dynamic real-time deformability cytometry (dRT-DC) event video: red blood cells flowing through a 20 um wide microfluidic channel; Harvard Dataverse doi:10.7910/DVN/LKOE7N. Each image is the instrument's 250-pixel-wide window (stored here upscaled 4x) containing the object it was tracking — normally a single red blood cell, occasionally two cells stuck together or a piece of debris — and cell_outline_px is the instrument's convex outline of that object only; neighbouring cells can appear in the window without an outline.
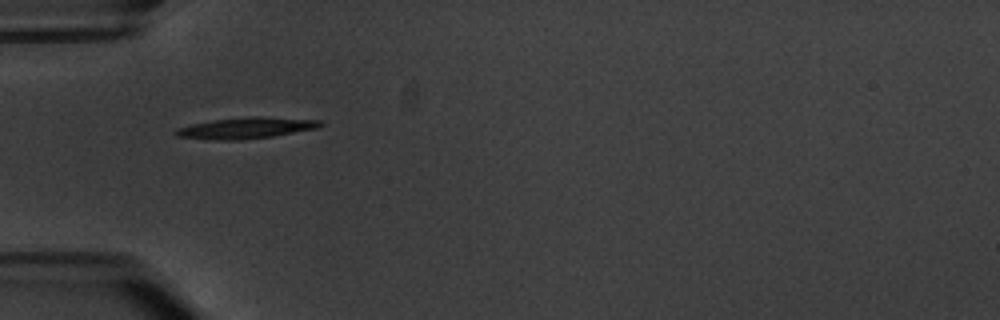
{"species": "common noctule bat (a hibernating species)", "species_latin": "Nyctalus noctula", "temperature_condition": "warm", "stored_images_in_passage": 3, "camera_frame_rate_fps": 3000, "um_per_image_px": 0.085, "animal": {"sex": "male", "body_mass_g": 20.1, "forearm_length_mm": 53.5}, "frame": {"image": 1, "passage_image": 1, "time_ms": 0.0, "image_size_px": [1000, 320], "cell_outline_px": [[324, 124], [316, 128], [272, 136], [236, 140], [220, 140], [176, 136], [172, 132], [176, 128], [192, 124], [216, 120], [252, 116], [260, 116], [320, 120]], "centroid_in_image_um": [20.9, 10.87], "position_along_channel_um": 64.1, "area_um2": 17.51}}